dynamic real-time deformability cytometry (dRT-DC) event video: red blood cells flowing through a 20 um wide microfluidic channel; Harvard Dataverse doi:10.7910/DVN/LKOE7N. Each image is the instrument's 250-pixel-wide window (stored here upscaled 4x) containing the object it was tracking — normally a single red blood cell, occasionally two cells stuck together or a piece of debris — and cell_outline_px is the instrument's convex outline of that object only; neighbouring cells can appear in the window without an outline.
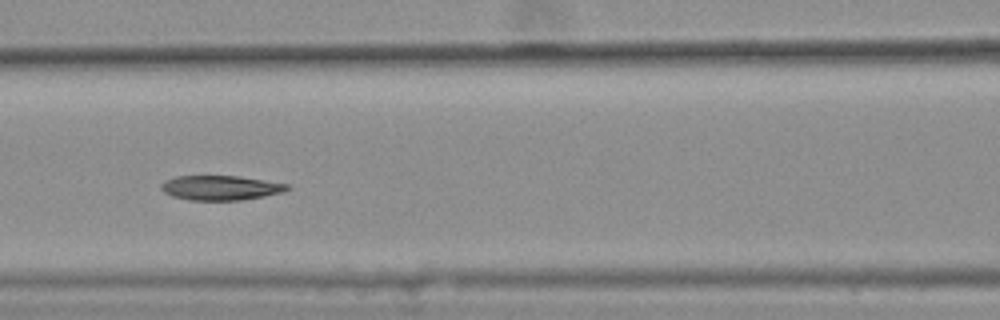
{"species": "common noctule bat (a hibernating species)", "species_latin": "Nyctalus noctula", "temperature_condition": "warm", "stored_images_in_passage": 31, "camera_frame_rate_fps": 3000, "um_per_image_px": 0.085, "animal": {"sex": "female", "body_mass_g": 25.1}, "frame": {"image": 1, "passage_image": 10, "time_ms": 3.0, "image_size_px": [1000, 320], "cell_outline_px": [[292, 188], [284, 192], [264, 196], [240, 200], [188, 200], [172, 196], [164, 192], [160, 188], [160, 184], [164, 180], [176, 176], [240, 176], [288, 184]], "centroid_in_image_um": [18.74, 15.96], "position_along_channel_um": 147.9, "area_um2": 18.21}, "authors_computed_cell_mechanics": {"area_um2": 18.6694, "velocity_mm_per_s": 3.6243, "shape_relaxation_time_tau1_ms": 6.9938, "shape_relaxation_time_tau2_ms": 3.8709, "deformation_change_tau1": 0.174, "deformation_change_tau2": 0.0836}}